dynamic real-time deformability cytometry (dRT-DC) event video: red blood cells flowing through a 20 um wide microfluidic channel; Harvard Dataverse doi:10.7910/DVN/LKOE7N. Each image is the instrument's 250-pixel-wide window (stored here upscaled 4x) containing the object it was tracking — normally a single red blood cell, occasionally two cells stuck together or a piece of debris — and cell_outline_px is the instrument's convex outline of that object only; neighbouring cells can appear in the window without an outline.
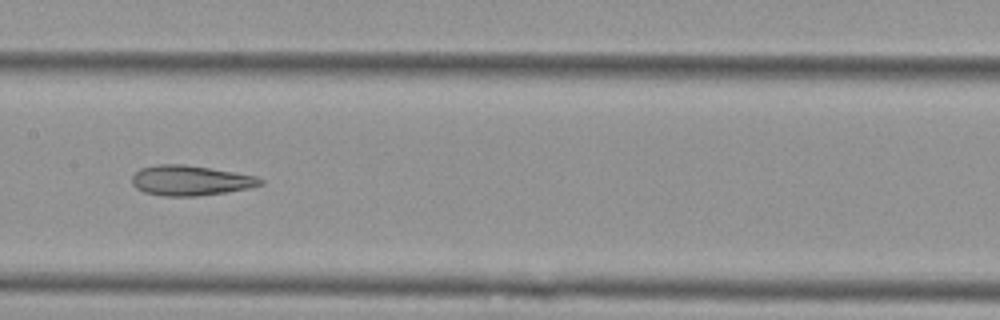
{"species": "Egyptian fruit bat (a non-hibernating species)", "species_latin": "Rousettus aegyptiacus", "temperature_condition": "cold", "stored_images_in_passage": 17, "camera_frame_rate_fps": 3000, "um_per_image_px": 0.085, "animal": {"sex": "female"}, "frame": {"image": 1, "passage_image": 12, "time_ms": 3.667, "image_size_px": [1000, 320], "cell_outline_px": [[264, 184], [252, 188], [228, 192], [196, 196], [164, 196], [144, 192], [136, 188], [132, 184], [132, 176], [140, 168], [156, 164], [184, 164], [256, 176], [264, 180]], "centroid_in_image_um": [16.19, 15.34], "position_along_channel_um": 191.2, "area_um2": 22.6}}